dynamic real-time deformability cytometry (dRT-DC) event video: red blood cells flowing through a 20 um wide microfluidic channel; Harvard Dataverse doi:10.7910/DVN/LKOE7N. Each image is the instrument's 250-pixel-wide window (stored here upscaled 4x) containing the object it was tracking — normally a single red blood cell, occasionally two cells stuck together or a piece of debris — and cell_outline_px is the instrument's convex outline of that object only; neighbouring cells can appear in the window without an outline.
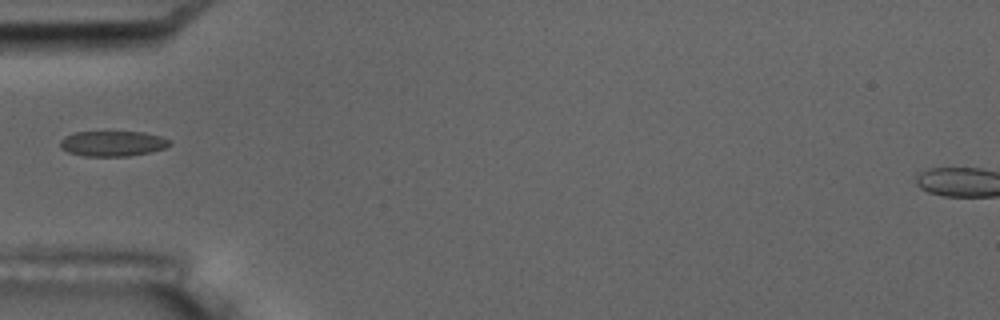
{"species": "common noctule bat (a hibernating species)", "species_latin": "Nyctalus noctula", "temperature_condition": "room temperature", "stored_images_in_passage": 1, "camera_frame_rate_fps": 3000, "um_per_image_px": 0.085, "animal": {"sex": "male", "body_mass_g": 17.5, "forearm_length_mm": 52.3}, "frame": {"image": 1, "passage_image": 1, "time_ms": 0.0, "image_size_px": [1000, 320], "cell_outline_px": [[172, 144], [164, 148], [152, 152], [128, 156], [84, 156], [68, 152], [60, 148], [60, 140], [64, 136], [72, 132], [144, 132], [160, 136], [172, 140]], "centroid_in_image_um": [9.58, 12.2], "position_along_channel_um": 75.4, "area_um2": 16.36}}